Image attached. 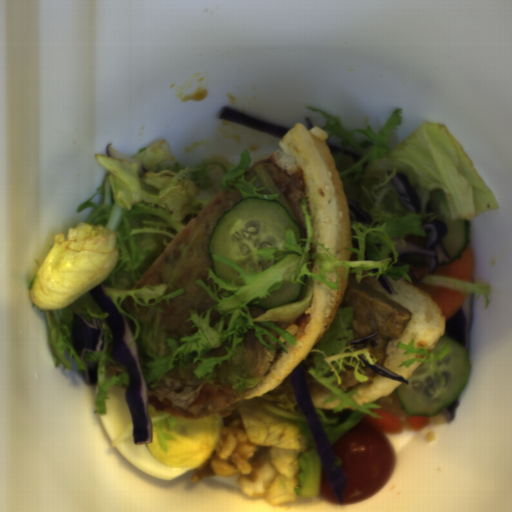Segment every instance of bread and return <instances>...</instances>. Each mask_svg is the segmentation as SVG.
Here are the masks:
<instances>
[{
	"label": "bread",
	"mask_w": 512,
	"mask_h": 512,
	"mask_svg": "<svg viewBox=\"0 0 512 512\" xmlns=\"http://www.w3.org/2000/svg\"><path fill=\"white\" fill-rule=\"evenodd\" d=\"M314 410L320 409V411H333L334 408L340 405L342 399H335L332 402H325L333 393H309Z\"/></svg>",
	"instance_id": "5"
},
{
	"label": "bread",
	"mask_w": 512,
	"mask_h": 512,
	"mask_svg": "<svg viewBox=\"0 0 512 512\" xmlns=\"http://www.w3.org/2000/svg\"><path fill=\"white\" fill-rule=\"evenodd\" d=\"M353 268H348L345 280L344 266L328 272L327 281L337 282L339 289H331L325 283L312 279L313 296L306 309L283 329L293 335L294 344L291 345L278 334L276 339L284 345L287 352L277 341L274 342V357L269 370L251 389L239 391L242 401L257 399L278 388L297 364L313 353L311 351L322 341L340 309L349 280L356 278V272H350Z\"/></svg>",
	"instance_id": "2"
},
{
	"label": "bread",
	"mask_w": 512,
	"mask_h": 512,
	"mask_svg": "<svg viewBox=\"0 0 512 512\" xmlns=\"http://www.w3.org/2000/svg\"><path fill=\"white\" fill-rule=\"evenodd\" d=\"M404 382L383 376L379 373L372 381L365 385H356L346 390V392L355 391L358 395H351L357 404L363 406L364 403L376 404L375 402L383 397H387L397 391V388Z\"/></svg>",
	"instance_id": "4"
},
{
	"label": "bread",
	"mask_w": 512,
	"mask_h": 512,
	"mask_svg": "<svg viewBox=\"0 0 512 512\" xmlns=\"http://www.w3.org/2000/svg\"><path fill=\"white\" fill-rule=\"evenodd\" d=\"M297 122L278 139L270 159L286 174H296L305 186L312 239L324 244L339 261H351L352 208L341 181L337 162L328 146V133Z\"/></svg>",
	"instance_id": "1"
},
{
	"label": "bread",
	"mask_w": 512,
	"mask_h": 512,
	"mask_svg": "<svg viewBox=\"0 0 512 512\" xmlns=\"http://www.w3.org/2000/svg\"><path fill=\"white\" fill-rule=\"evenodd\" d=\"M386 275V274H385ZM387 276V275H386ZM390 280L396 293L389 294L382 286L376 276L365 277L360 282L368 285L388 299L399 304L410 311L411 317L406 322L405 328L399 338L388 341L385 351V362L382 367L390 370L394 374L400 375L406 381L415 369L421 366L424 361L414 362L410 367L403 364L409 359H426L425 355L404 354L406 349L398 348L399 342L410 345L414 339V348L422 349L429 347L428 354L433 351L439 339L446 334L447 320L438 303L432 296L421 288L414 285L419 280L410 276L411 281L400 277Z\"/></svg>",
	"instance_id": "3"
}]
</instances>
